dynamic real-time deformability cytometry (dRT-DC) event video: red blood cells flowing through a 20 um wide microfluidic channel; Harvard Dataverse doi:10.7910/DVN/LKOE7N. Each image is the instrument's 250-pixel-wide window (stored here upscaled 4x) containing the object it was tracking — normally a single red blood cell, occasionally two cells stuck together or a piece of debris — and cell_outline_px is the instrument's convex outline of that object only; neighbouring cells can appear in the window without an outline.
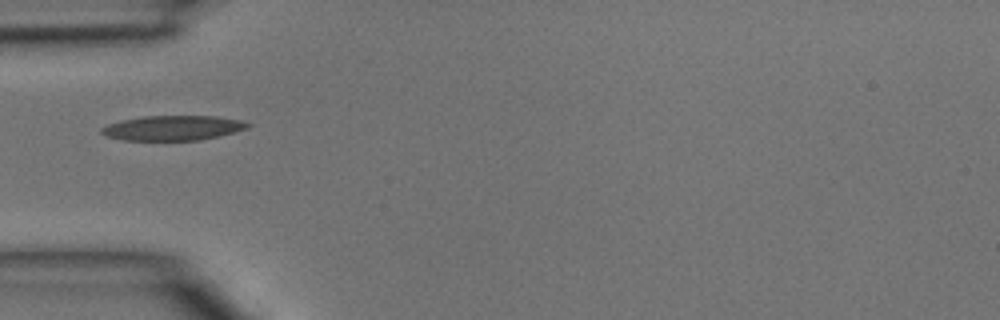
{"species": "common noctule bat (a hibernating species)", "species_latin": "Nyctalus noctula", "temperature_condition": "room temperature", "stored_images_in_passage": 29, "camera_frame_rate_fps": 3000, "um_per_image_px": 0.085, "animal": {"sex": "male", "body_mass_g": 15.6}, "frame": {"image": 1, "passage_image": 1, "time_ms": 0.0, "image_size_px": [1000, 320], "cell_outline_px": [[252, 124], [248, 128], [200, 140], [124, 140], [104, 136], [100, 132], [100, 128], [108, 124], [120, 120], [144, 116], [216, 116], [240, 120]], "centroid_in_image_um": [14.64, 10.87], "position_along_channel_um": 70.4, "area_um2": 21.1}}